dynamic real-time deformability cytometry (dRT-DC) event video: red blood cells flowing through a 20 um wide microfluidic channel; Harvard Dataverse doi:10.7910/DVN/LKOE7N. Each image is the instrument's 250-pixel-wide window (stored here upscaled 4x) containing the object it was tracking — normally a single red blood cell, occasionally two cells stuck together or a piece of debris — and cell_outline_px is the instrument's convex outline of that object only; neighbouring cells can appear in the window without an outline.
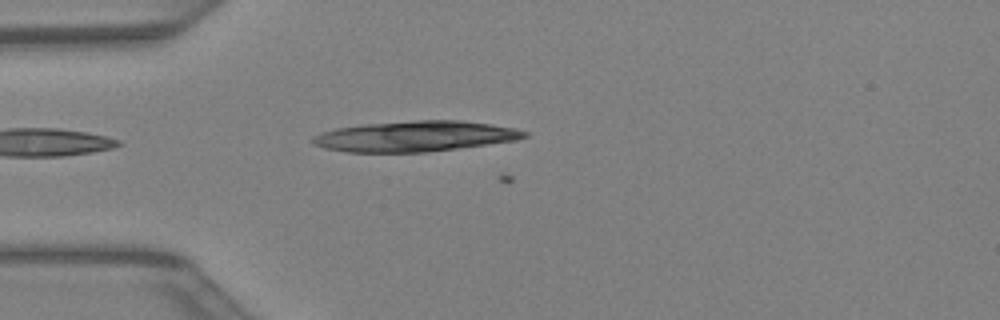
{"species": "Egyptian fruit bat (a non-hibernating species)", "species_latin": "Rousettus aegyptiacus", "temperature_condition": "warm", "stored_images_in_passage": 11, "camera_frame_rate_fps": 3000, "um_per_image_px": 0.085, "animal": {"sex": "female"}, "frame": {"image": 1, "passage_image": 9, "time_ms": 2.667, "image_size_px": [1000, 320], "cell_outline_px": [[528, 136], [516, 140], [488, 144], [428, 152], [348, 152], [324, 148], [312, 144], [308, 140], [312, 136], [320, 132], [336, 128], [364, 124], [416, 120], [460, 120], [488, 124], [512, 128], [528, 132]], "centroid_in_image_um": [35.2, 11.59], "position_along_channel_um": 49.8, "area_um2": 37.69}}